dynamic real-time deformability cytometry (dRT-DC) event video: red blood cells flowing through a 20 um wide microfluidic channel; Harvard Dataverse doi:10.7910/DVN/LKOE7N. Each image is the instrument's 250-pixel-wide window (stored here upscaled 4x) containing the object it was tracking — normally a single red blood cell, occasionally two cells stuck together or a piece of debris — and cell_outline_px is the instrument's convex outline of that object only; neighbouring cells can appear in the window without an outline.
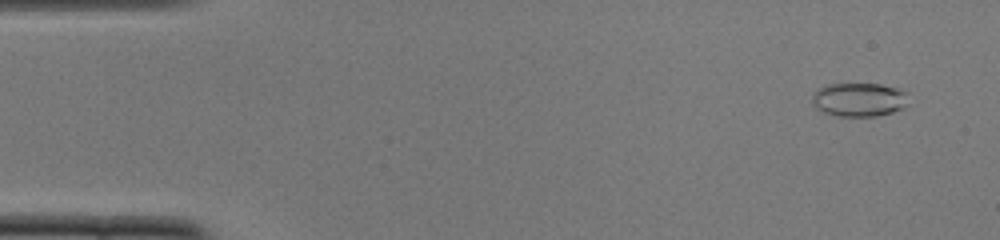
{"species": "common noctule bat (a hibernating species)", "species_latin": "Nyctalus noctula", "temperature_condition": "cold", "stored_images_in_passage": 51, "camera_frame_rate_fps": 3000, "um_per_image_px": 0.085, "animal": {"sex": "female", "body_mass_g": 22.0, "forearm_length_mm": 56.7}, "frame": {"image": 1, "passage_image": 3, "time_ms": 0.667, "image_size_px": [1000, 240], "cell_outline_px": [[908, 92], [900, 108], [892, 112], [876, 116], [836, 116], [824, 112], [816, 108], [812, 104], [812, 92], [816, 88], [824, 84], [880, 84], [896, 88]], "centroid_in_image_um": [72.9, 8.45], "position_along_channel_um": 12.1, "area_um2": 18.84}}
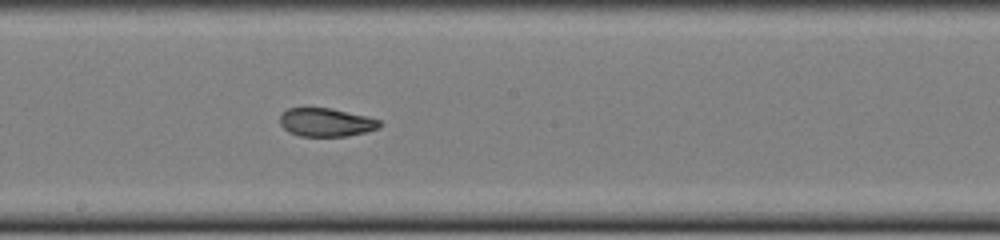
{"frame": {"image": 2, "passage_image": 28, "time_ms": 9.0, "image_size_px": [1000, 240], "cell_outline_px": [[380, 128], [348, 136], [300, 136], [288, 132], [280, 124], [280, 116], [288, 108], [332, 108], [380, 120]], "centroid_in_image_um": [27.7, 10.4], "position_along_channel_um": 220.5, "area_um2": 16.36}}
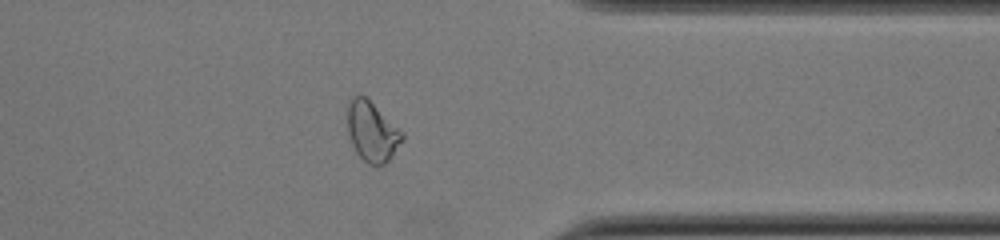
{"frame": {"image": 3, "passage_image": 41, "time_ms": 13.333, "image_size_px": [1000, 240], "cell_outline_px": [[404, 140], [388, 160], [384, 164], [368, 164], [356, 152], [352, 144], [348, 132], [348, 104], [352, 96], [360, 92], [404, 132]], "centroid_in_image_um": [31.63, 11.16], "position_along_channel_um": 379.8, "area_um2": 19.02}, "authors_computed_cell_mechanics": {"area_um2": 18.4382, "velocity_mm_per_s": 3.8608, "shape_relaxation_time_tau1_ms": null, "shape_relaxation_time_tau2_ms": 1.7807, "deformation_change_tau1": null, "deformation_change_tau2": 0.0697}}